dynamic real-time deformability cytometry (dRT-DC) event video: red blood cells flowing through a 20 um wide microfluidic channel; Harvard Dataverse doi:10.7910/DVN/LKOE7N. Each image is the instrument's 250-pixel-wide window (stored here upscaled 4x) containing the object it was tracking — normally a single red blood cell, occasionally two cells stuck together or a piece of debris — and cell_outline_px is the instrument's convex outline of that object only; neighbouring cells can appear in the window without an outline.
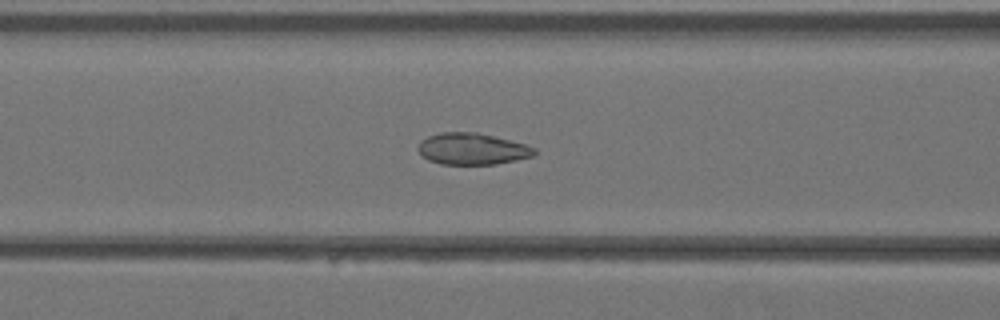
{"species": "Egyptian fruit bat (a non-hibernating species)", "species_latin": "Rousettus aegyptiacus", "temperature_condition": "warm", "stored_images_in_passage": 40, "camera_frame_rate_fps": 3000, "um_per_image_px": 0.085, "animal": {"sex": "female"}, "frame": {"image": 1, "passage_image": 17, "time_ms": 5.333, "image_size_px": [1000, 320], "cell_outline_px": [[536, 152], [532, 156], [516, 160], [496, 164], [440, 164], [428, 160], [416, 148], [420, 140], [428, 136], [440, 132], [476, 132], [524, 144], [536, 148]], "centroid_in_image_um": [40.1, 12.65], "position_along_channel_um": 126.5, "area_um2": 21.27}}
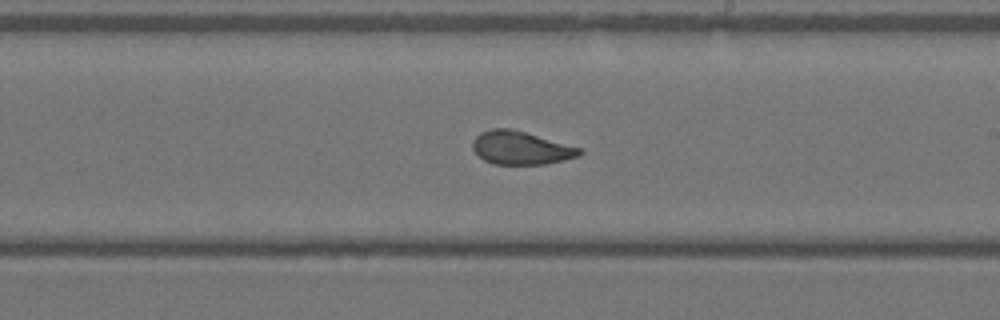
{"frame": {"image": 2, "passage_image": 24, "time_ms": 7.667, "image_size_px": [1000, 320], "cell_outline_px": [[584, 152], [580, 156], [564, 160], [544, 164], [492, 164], [484, 160], [472, 148], [472, 140], [480, 132], [492, 128], [508, 128], [524, 132], [580, 148]], "centroid_in_image_um": [44.25, 12.58], "position_along_channel_um": 244.8, "area_um2": 20.52}}
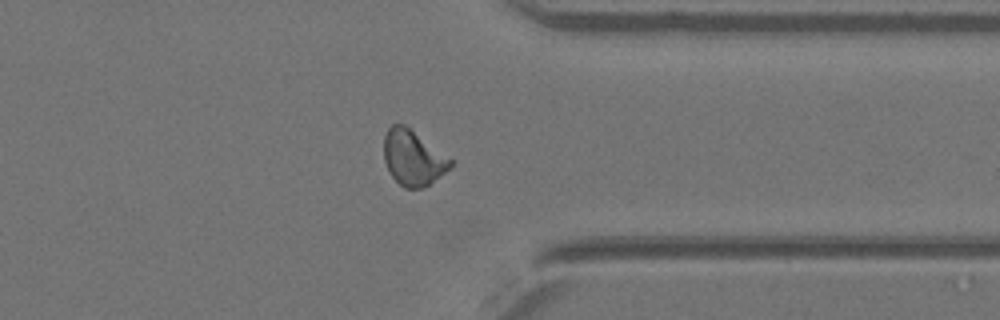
{"frame": {"image": 3, "passage_image": 32, "time_ms": 10.333, "image_size_px": [1000, 320], "cell_outline_px": [[452, 164], [444, 172], [428, 184], [420, 188], [404, 188], [392, 176], [384, 160], [384, 136], [388, 128], [392, 124], [404, 124], [452, 160]], "centroid_in_image_um": [35.06, 13.4], "position_along_channel_um": 376.3, "area_um2": 20.81}}